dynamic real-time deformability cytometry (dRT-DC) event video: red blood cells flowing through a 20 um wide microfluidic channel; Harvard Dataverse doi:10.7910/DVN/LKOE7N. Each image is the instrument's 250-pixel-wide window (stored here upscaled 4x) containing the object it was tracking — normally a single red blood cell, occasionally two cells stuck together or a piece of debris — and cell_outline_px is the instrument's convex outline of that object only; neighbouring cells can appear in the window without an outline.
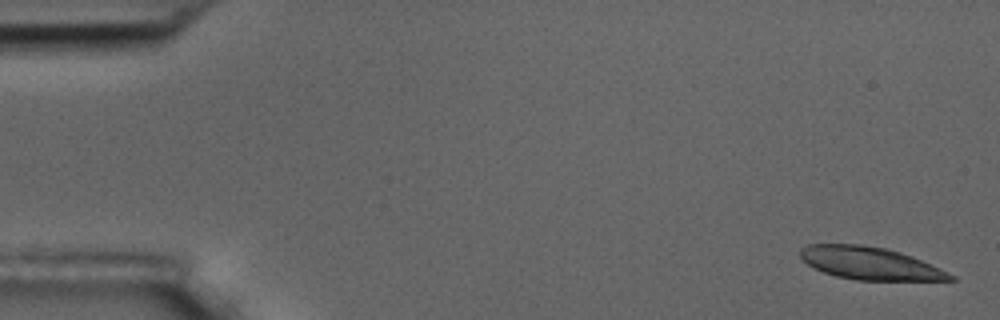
{"species": "common noctule bat (a hibernating species)", "species_latin": "Nyctalus noctula", "temperature_condition": "room temperature", "stored_images_in_passage": 5, "segment_of_instrument_passage": [2, 2], "camera_frame_rate_fps": 3000, "um_per_image_px": 0.085, "animal": {"sex": "male", "body_mass_g": 17.5, "forearm_length_mm": 52.3}, "frame": {"image": 1, "passage_image": 5, "time_ms": 4.667, "image_size_px": [1000, 320], "cell_outline_px": [[956, 280], [856, 280], [836, 276], [812, 268], [800, 256], [800, 248], [808, 244], [860, 244], [884, 248], [900, 252], [920, 260], [948, 272], [956, 276]], "centroid_in_image_um": [73.91, 22.38], "position_along_channel_um": 11.1, "area_um2": 28.26}}